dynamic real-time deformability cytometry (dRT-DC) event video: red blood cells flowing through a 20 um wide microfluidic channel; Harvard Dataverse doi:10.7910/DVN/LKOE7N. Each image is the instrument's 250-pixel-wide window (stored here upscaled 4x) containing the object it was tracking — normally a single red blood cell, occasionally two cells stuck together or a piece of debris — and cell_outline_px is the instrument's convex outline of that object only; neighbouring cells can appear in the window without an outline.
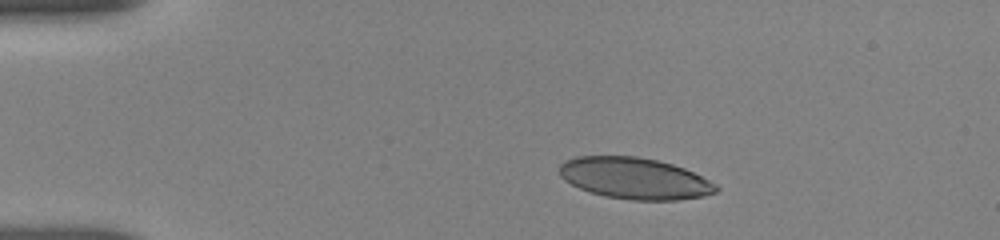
{"species": "human", "species_latin": "Homo sapiens", "temperature_condition": "room temperature", "stored_images_in_passage": 6, "camera_frame_rate_fps": 3000, "um_per_image_px": 0.085, "donor": {"sex": "female"}, "frame": {"image": 1, "passage_image": 1, "time_ms": 0.0, "image_size_px": [1000, 240], "cell_outline_px": [[720, 188], [716, 192], [704, 196], [676, 200], [632, 200], [604, 196], [580, 188], [564, 180], [560, 176], [560, 164], [564, 160], [576, 156], [636, 156], [656, 160], [672, 164], [684, 168], [716, 184]], "centroid_in_image_um": [53.93, 15.16], "position_along_channel_um": 31.1, "area_um2": 37.69}}
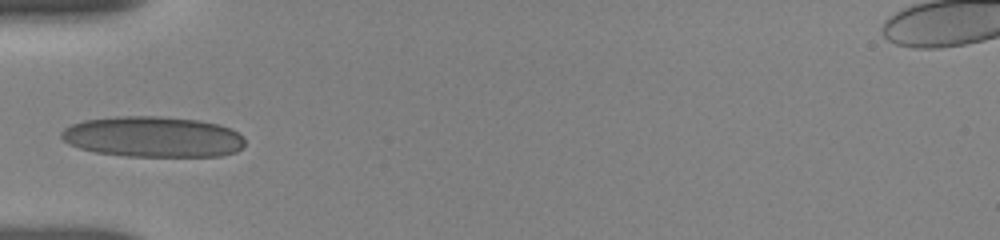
{"frame": {"image": 2, "passage_image": 5, "time_ms": 2.667, "image_size_px": [1000, 240], "cell_outline_px": [[244, 144], [236, 152], [220, 156], [128, 156], [96, 152], [80, 148], [68, 144], [60, 136], [60, 132], [64, 128], [72, 124], [84, 120], [116, 116], [160, 116], [200, 120], [220, 124], [232, 128], [244, 136]], "centroid_in_image_um": [13.02, 11.62], "position_along_channel_um": 72.0, "area_um2": 43.87}}